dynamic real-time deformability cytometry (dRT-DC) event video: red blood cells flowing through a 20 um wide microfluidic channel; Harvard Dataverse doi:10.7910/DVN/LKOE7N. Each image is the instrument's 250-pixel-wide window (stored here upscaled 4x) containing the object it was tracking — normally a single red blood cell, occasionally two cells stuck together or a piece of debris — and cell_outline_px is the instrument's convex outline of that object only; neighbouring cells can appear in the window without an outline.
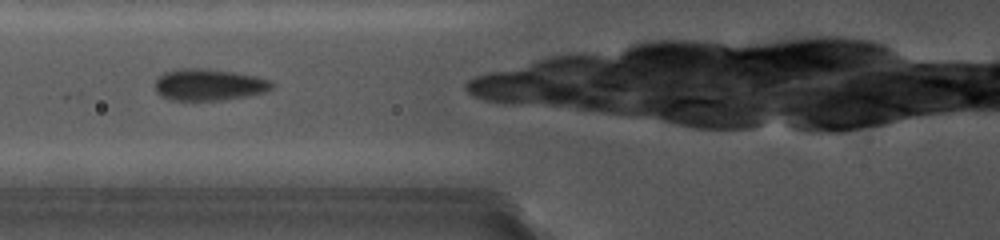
{"species": "common noctule bat (a hibernating species)", "species_latin": "Nyctalus noctula", "temperature_condition": "cold", "stored_images_in_passage": 4, "camera_frame_rate_fps": 5000, "um_per_image_px": 0.085, "animal": {"sex": "female", "body_mass_g": 19.0, "forearm_length_mm": 56.7}, "frame": {"image": 1, "passage_image": 3, "time_ms": 0.8, "image_size_px": [1000, 240], "cell_outline_px": [[276, 84], [272, 88], [264, 92], [244, 96], [220, 100], [172, 100], [160, 96], [156, 92], [156, 76], [164, 72], [180, 68], [204, 68], [232, 72], [256, 76], [272, 80]], "centroid_in_image_um": [17.74, 7.19], "position_along_channel_um": 108.1, "area_um2": 21.62}}